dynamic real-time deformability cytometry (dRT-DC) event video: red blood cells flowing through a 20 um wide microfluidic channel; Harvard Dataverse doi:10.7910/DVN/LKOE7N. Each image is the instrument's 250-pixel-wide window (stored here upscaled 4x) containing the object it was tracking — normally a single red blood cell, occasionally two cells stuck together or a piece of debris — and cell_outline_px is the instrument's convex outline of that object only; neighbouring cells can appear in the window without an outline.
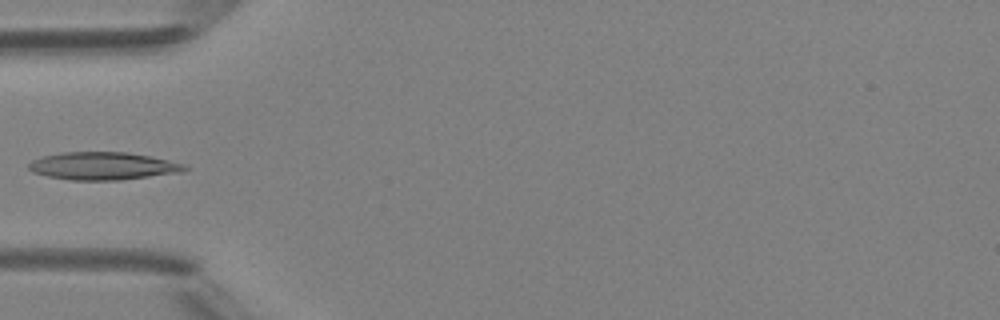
{"species": "Egyptian fruit bat (a non-hibernating species)", "species_latin": "Rousettus aegyptiacus", "temperature_condition": "room temperature", "stored_images_in_passage": 6, "camera_frame_rate_fps": 3000, "um_per_image_px": 0.085, "animal": {"sex": "female"}, "frame": {"image": 1, "passage_image": 5, "time_ms": 4.667, "image_size_px": [1000, 320], "cell_outline_px": [[192, 168], [184, 172], [120, 180], [72, 180], [48, 176], [32, 172], [28, 168], [28, 164], [32, 160], [40, 156], [60, 152], [128, 152], [152, 156], [184, 164]], "centroid_in_image_um": [8.78, 14.1], "position_along_channel_um": 76.2, "area_um2": 25.49}}
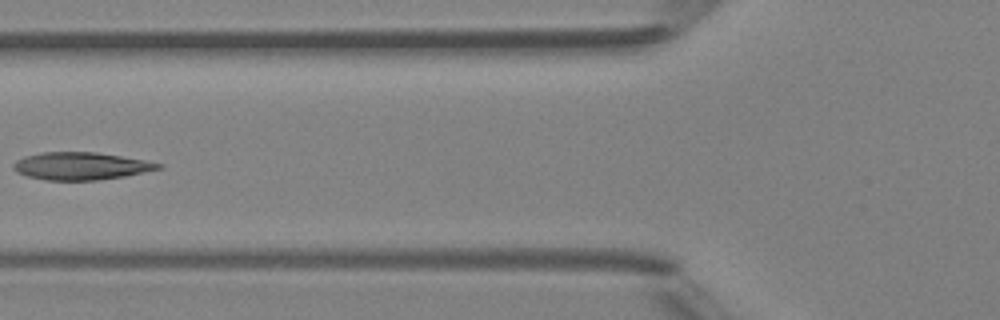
{"frame": {"image": 2, "passage_image": 6, "time_ms": 5.667, "image_size_px": [1000, 320], "cell_outline_px": [[164, 168], [124, 176], [100, 180], [44, 180], [28, 176], [16, 172], [12, 168], [12, 164], [16, 160], [24, 156], [40, 152], [96, 152], [144, 160], [164, 164]], "centroid_in_image_um": [6.86, 14.11], "position_along_channel_um": 118.9, "area_um2": 23.35}}